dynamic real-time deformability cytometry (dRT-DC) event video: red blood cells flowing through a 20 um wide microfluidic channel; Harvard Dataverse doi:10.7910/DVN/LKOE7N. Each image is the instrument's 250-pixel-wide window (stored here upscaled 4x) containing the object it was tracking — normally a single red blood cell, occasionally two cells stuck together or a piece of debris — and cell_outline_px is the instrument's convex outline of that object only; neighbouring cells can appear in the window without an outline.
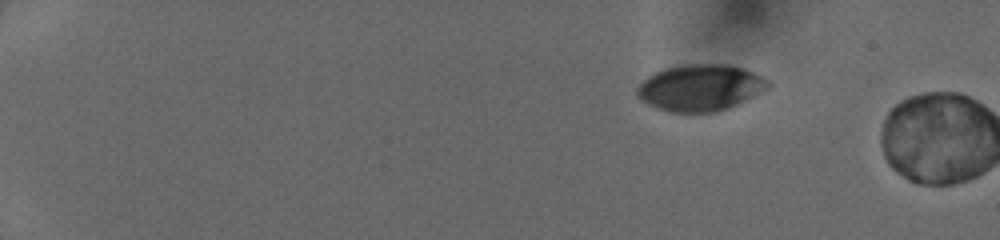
{"species": "human", "species_latin": "Homo sapiens", "temperature_condition": "cold", "stored_images_in_passage": 2, "camera_frame_rate_fps": 3000, "um_per_image_px": 0.085, "donor": {"sex": "female"}, "frame": {"image": 1, "passage_image": 1, "time_ms": 0.0, "image_size_px": [1000, 240], "cell_outline_px": [[772, 84], [768, 88], [728, 108], [716, 112], [668, 112], [656, 108], [640, 100], [636, 96], [636, 88], [648, 76], [656, 72], [668, 68], [692, 64], [728, 64], [752, 72], [768, 80]], "centroid_in_image_um": [59.49, 7.47], "position_along_channel_um": 25.5, "area_um2": 35.08}}